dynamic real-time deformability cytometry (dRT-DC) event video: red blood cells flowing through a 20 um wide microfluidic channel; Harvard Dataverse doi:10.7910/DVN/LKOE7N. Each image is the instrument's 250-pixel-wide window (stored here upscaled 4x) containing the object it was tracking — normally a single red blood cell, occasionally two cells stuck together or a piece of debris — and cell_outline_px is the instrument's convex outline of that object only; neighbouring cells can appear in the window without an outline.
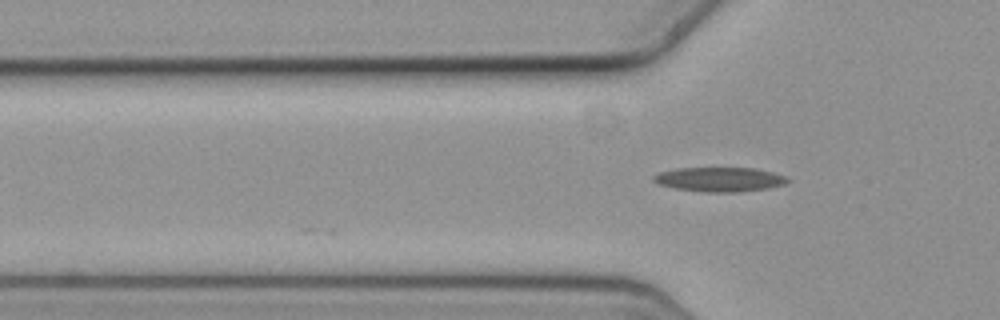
{"species": "common noctule bat (a hibernating species)", "species_latin": "Nyctalus noctula", "temperature_condition": "cold", "stored_images_in_passage": 15, "camera_frame_rate_fps": 3000, "um_per_image_px": 0.085, "animal": {"sex": "female", "body_mass_g": 19.3, "forearm_length_mm": 54.1}, "frame": {"image": 1, "passage_image": 15, "time_ms": 4.667, "image_size_px": [1000, 320], "cell_outline_px": [[792, 180], [784, 184], [768, 188], [740, 192], [704, 192], [676, 188], [656, 184], [652, 180], [652, 176], [660, 172], [676, 168], [756, 168], [772, 172], [784, 176]], "centroid_in_image_um": [61.15, 15.25], "position_along_channel_um": 64.6, "area_um2": 19.13}}